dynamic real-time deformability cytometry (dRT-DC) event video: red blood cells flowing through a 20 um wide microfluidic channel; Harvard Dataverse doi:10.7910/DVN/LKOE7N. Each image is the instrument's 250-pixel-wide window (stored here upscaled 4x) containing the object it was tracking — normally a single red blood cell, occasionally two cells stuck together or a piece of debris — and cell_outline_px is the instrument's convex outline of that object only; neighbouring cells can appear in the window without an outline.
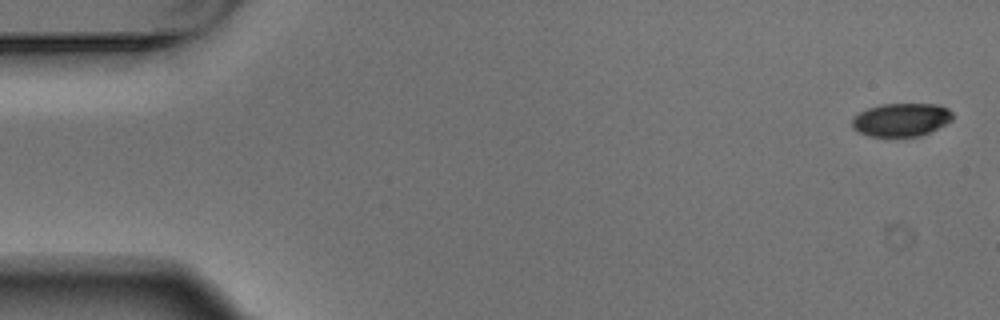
{"species": "Egyptian fruit bat (a non-hibernating species)", "species_latin": "Rousettus aegyptiacus", "temperature_condition": "warm", "stored_images_in_passage": 3, "camera_frame_rate_fps": 3000, "um_per_image_px": 0.085, "animal": {"sex": "male"}, "frame": {"image": 1, "passage_image": 1, "time_ms": 0.0, "image_size_px": [1000, 320], "cell_outline_px": [[952, 120], [920, 136], [868, 136], [856, 132], [852, 128], [852, 116], [868, 108], [880, 104], [940, 104], [948, 108], [952, 112]], "centroid_in_image_um": [76.56, 10.17], "position_along_channel_um": 8.4, "area_um2": 19.54}}